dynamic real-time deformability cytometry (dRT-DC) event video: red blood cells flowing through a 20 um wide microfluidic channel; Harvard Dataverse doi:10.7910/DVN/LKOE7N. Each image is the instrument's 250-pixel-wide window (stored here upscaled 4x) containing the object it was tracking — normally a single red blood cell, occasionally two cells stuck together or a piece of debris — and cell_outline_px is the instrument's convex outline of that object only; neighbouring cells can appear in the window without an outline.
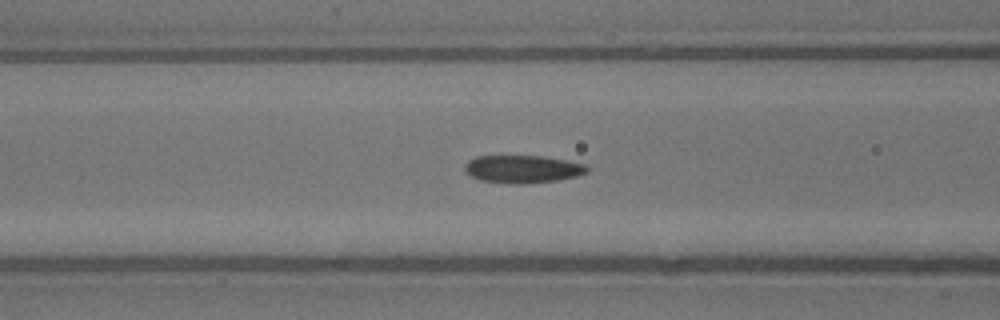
{"species": "common noctule bat (a hibernating species)", "species_latin": "Nyctalus noctula", "temperature_condition": "warm", "stored_images_in_passage": 13, "camera_frame_rate_fps": 3000, "um_per_image_px": 0.085, "animal": {"sex": "male", "body_mass_g": 13.3}, "frame": {"image": 1, "passage_image": 8, "time_ms": 2.333, "image_size_px": [1000, 320], "cell_outline_px": [[588, 172], [576, 176], [560, 180], [528, 184], [508, 184], [480, 180], [472, 176], [464, 168], [468, 160], [476, 156], [540, 156], [564, 160], [584, 164], [588, 168]], "centroid_in_image_um": [44.42, 14.38], "position_along_channel_um": 122.2, "area_um2": 19.77}}
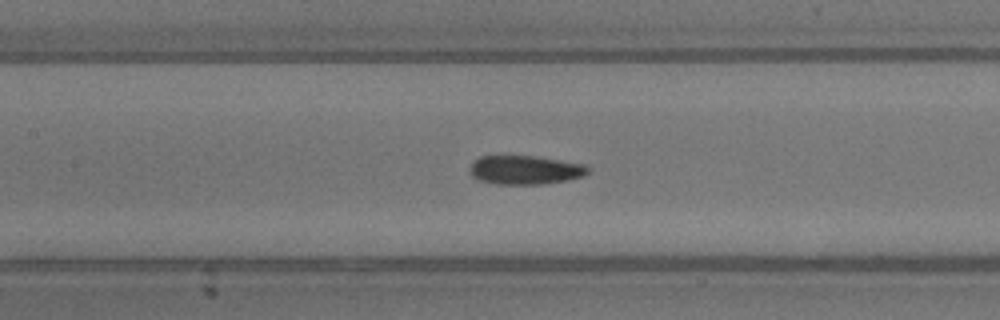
{"frame": {"image": 2, "passage_image": 11, "time_ms": 3.333, "image_size_px": [1000, 320], "cell_outline_px": [[588, 172], [580, 176], [568, 180], [544, 184], [496, 184], [480, 180], [472, 176], [472, 164], [480, 156], [532, 156], [580, 164], [588, 168]], "centroid_in_image_um": [44.6, 14.46], "position_along_channel_um": 162.8, "area_um2": 19.25}}